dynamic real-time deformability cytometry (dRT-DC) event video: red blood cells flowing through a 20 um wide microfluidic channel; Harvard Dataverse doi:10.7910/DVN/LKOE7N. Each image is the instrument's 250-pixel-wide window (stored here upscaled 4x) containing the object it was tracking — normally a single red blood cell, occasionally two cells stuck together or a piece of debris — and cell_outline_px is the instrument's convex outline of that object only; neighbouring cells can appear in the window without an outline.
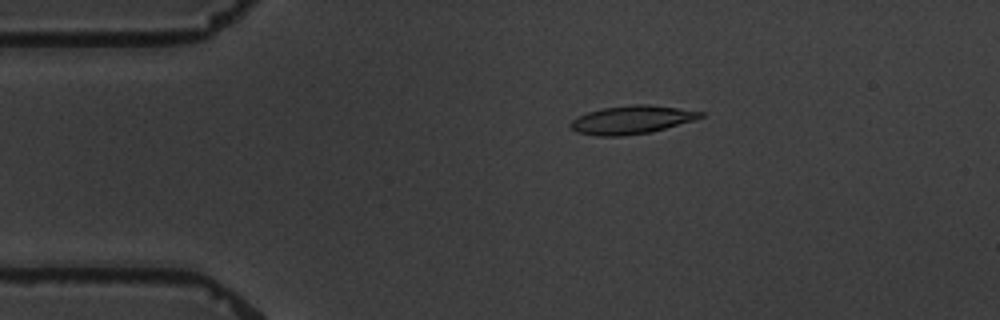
{"species": "common noctule bat (a hibernating species)", "species_latin": "Nyctalus noctula", "temperature_condition": "warm", "stored_images_in_passage": 9, "camera_frame_rate_fps": 3000, "um_per_image_px": 0.085, "animal": {"sex": "male", "body_mass_g": 19.5, "forearm_length_mm": 54.6}, "frame": {"image": 1, "passage_image": 4, "time_ms": 3.333, "image_size_px": [1000, 320], "cell_outline_px": [[704, 116], [692, 120], [652, 132], [620, 136], [596, 136], [576, 132], [568, 124], [576, 116], [588, 112], [604, 108], [632, 104], [648, 104], [704, 112]], "centroid_in_image_um": [53.64, 10.18], "position_along_channel_um": 31.4, "area_um2": 21.27}}
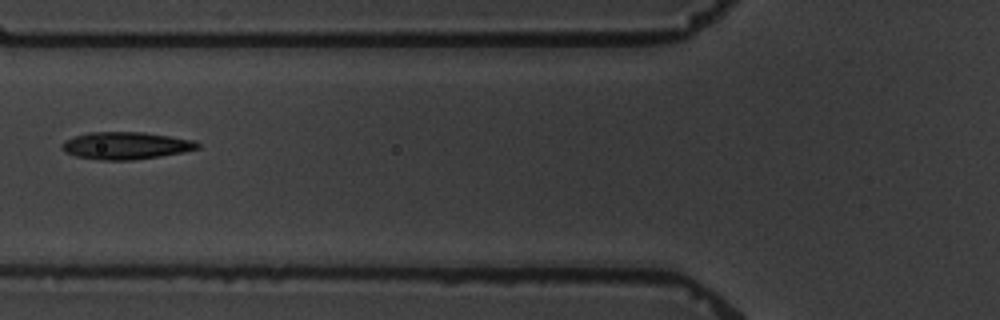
{"frame": {"image": 2, "passage_image": 7, "time_ms": 7.0, "image_size_px": [1000, 320], "cell_outline_px": [[200, 148], [184, 152], [160, 156], [132, 160], [100, 160], [76, 156], [64, 152], [60, 148], [64, 140], [88, 132], [144, 132], [196, 140], [200, 144]], "centroid_in_image_um": [10.71, 12.37], "position_along_channel_um": 115.1, "area_um2": 21.73}}
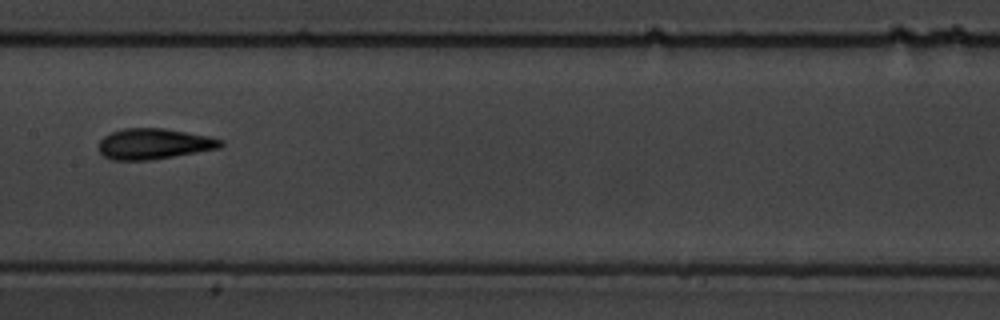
{"frame": {"image": 3, "passage_image": 9, "time_ms": 9.333, "image_size_px": [1000, 320], "cell_outline_px": [[224, 144], [220, 148], [152, 160], [112, 160], [104, 156], [100, 152], [100, 140], [104, 136], [112, 132], [124, 128], [164, 128], [208, 136], [224, 140]], "centroid_in_image_um": [13.11, 12.23], "position_along_channel_um": 194.3, "area_um2": 21.79}}